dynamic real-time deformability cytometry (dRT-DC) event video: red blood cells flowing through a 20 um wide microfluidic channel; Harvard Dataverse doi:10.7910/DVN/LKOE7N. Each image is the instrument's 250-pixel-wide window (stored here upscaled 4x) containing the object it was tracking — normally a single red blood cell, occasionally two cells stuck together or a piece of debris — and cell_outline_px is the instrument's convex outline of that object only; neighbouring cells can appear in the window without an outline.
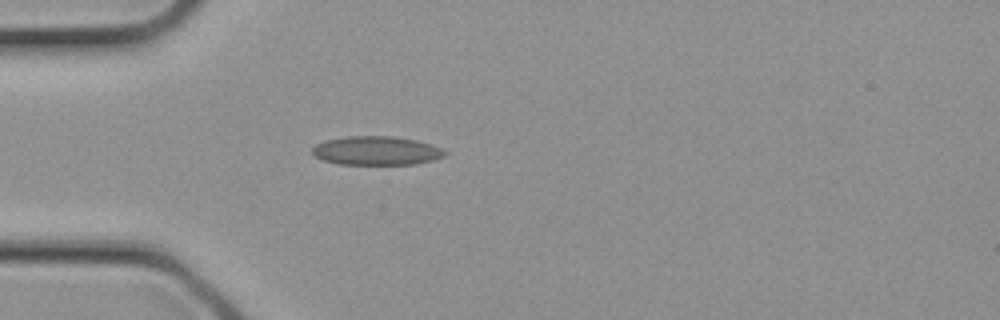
{"species": "common noctule bat (a hibernating species)", "species_latin": "Nyctalus noctula", "temperature_condition": "cold", "stored_images_in_passage": 1, "camera_frame_rate_fps": 3000, "um_per_image_px": 0.085, "animal": {"sex": "female", "body_mass_g": 21.9}, "frame": {"image": 1, "passage_image": 1, "time_ms": 0.0, "image_size_px": [1000, 320], "cell_outline_px": [[448, 152], [444, 156], [432, 160], [416, 164], [340, 164], [324, 160], [316, 156], [312, 152], [312, 148], [316, 144], [324, 140], [348, 136], [392, 136], [416, 140], [432, 144], [444, 148]], "centroid_in_image_um": [32.03, 12.8], "position_along_channel_um": 53.0, "area_um2": 22.31}}